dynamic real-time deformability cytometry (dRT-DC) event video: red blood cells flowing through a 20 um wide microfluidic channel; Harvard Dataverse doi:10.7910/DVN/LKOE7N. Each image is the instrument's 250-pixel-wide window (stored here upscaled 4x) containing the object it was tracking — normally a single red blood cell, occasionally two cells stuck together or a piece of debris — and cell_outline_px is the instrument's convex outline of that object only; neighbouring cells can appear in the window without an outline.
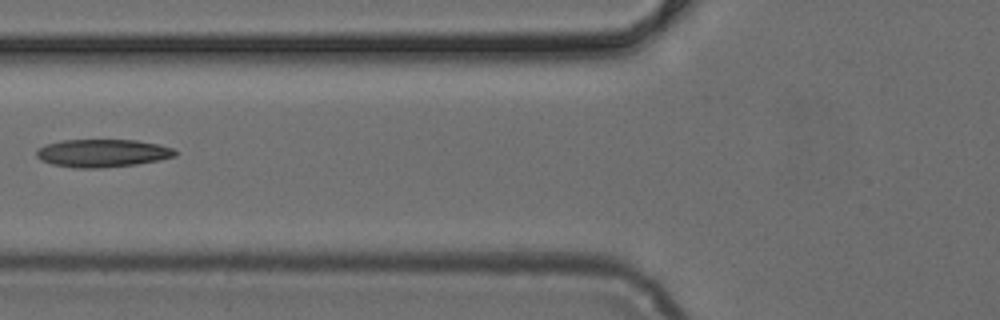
{"species": "common noctule bat (a hibernating species)", "species_latin": "Nyctalus noctula", "temperature_condition": "cold", "stored_images_in_passage": 3, "camera_frame_rate_fps": 3000, "um_per_image_px": 0.085, "animal": {"sex": "female", "body_mass_g": 24.6, "forearm_length_mm": 56.2}, "frame": {"image": 1, "passage_image": 2, "time_ms": 0.333, "image_size_px": [1000, 320], "cell_outline_px": [[176, 156], [160, 160], [136, 164], [100, 168], [72, 168], [52, 164], [40, 160], [36, 156], [36, 148], [44, 144], [64, 140], [136, 140], [160, 144], [172, 148], [176, 152]], "centroid_in_image_um": [8.67, 13.01], "position_along_channel_um": 117.1, "area_um2": 22.72}}
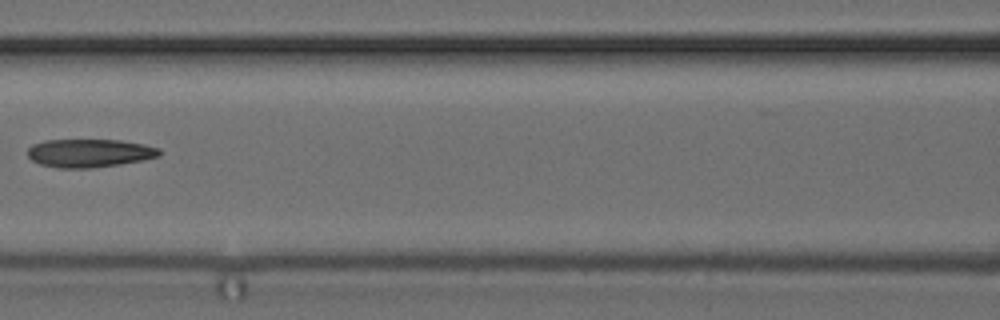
{"frame": {"image": 2, "passage_image": 3, "time_ms": 0.667, "image_size_px": [1000, 320], "cell_outline_px": [[160, 156], [120, 164], [88, 168], [56, 168], [40, 164], [32, 160], [28, 156], [28, 148], [32, 144], [44, 140], [120, 140], [144, 144], [160, 148]], "centroid_in_image_um": [7.58, 13.01], "position_along_channel_um": 159.0, "area_um2": 21.68}}